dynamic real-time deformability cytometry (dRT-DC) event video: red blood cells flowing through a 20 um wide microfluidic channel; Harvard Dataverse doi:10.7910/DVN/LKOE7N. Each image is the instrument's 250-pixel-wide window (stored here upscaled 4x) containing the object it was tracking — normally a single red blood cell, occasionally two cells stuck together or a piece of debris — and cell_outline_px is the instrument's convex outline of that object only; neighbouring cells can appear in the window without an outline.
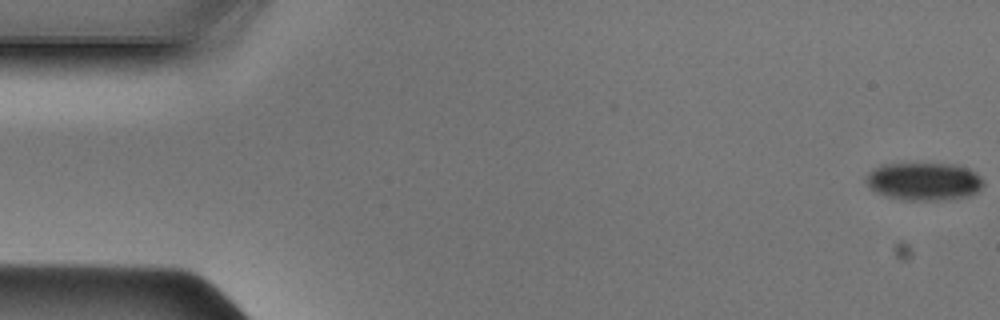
{"species": "Egyptian fruit bat (a non-hibernating species)", "species_latin": "Rousettus aegyptiacus", "temperature_condition": "cold", "stored_images_in_passage": 48, "camera_frame_rate_fps": 3000, "um_per_image_px": 0.085, "animal": {"sex": "male"}, "frame": {"image": 1, "passage_image": 1, "time_ms": 0.0, "image_size_px": [1000, 320], "cell_outline_px": [[984, 184], [972, 196], [944, 200], [904, 200], [888, 196], [876, 192], [864, 180], [864, 176], [868, 172], [880, 164], [956, 164], [980, 176]], "centroid_in_image_um": [78.51, 15.42], "position_along_channel_um": 6.5, "area_um2": 25.84}}
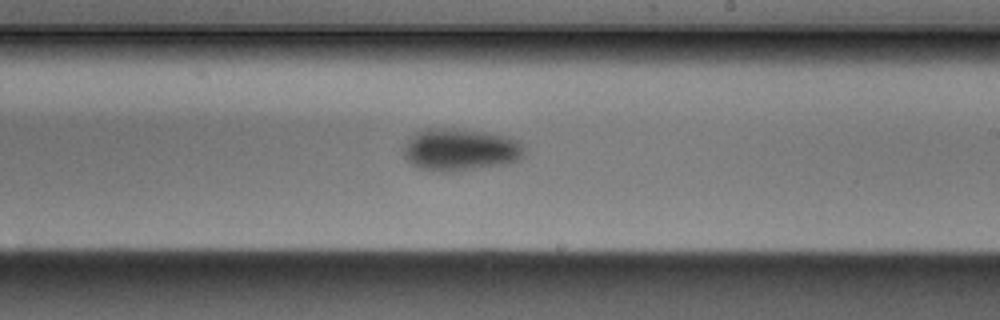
{"frame": {"image": 2, "passage_image": 28, "time_ms": 9.0, "image_size_px": [1000, 320], "cell_outline_px": [[524, 156], [520, 160], [504, 164], [456, 172], [432, 172], [416, 168], [404, 156], [404, 148], [408, 140], [416, 132], [428, 128], [444, 128], [484, 132], [508, 136], [520, 140], [524, 144]], "centroid_in_image_um": [39.15, 12.75], "position_along_channel_um": 249.8, "area_um2": 30.11}}
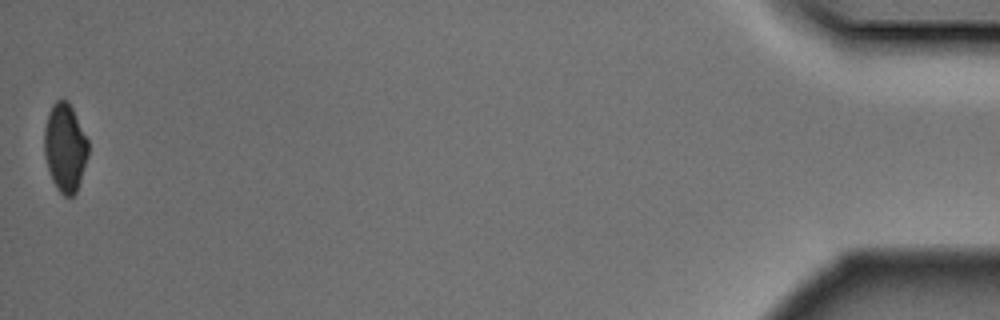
{"frame": {"image": 3, "passage_image": 48, "time_ms": 15.667, "image_size_px": [1000, 320], "cell_outline_px": [[88, 156], [76, 192], [72, 196], [64, 196], [56, 188], [52, 180], [44, 156], [44, 128], [48, 112], [52, 104], [56, 100], [68, 100], [88, 140]], "centroid_in_image_um": [5.51, 12.53], "position_along_channel_um": 429.7, "area_um2": 22.6}}